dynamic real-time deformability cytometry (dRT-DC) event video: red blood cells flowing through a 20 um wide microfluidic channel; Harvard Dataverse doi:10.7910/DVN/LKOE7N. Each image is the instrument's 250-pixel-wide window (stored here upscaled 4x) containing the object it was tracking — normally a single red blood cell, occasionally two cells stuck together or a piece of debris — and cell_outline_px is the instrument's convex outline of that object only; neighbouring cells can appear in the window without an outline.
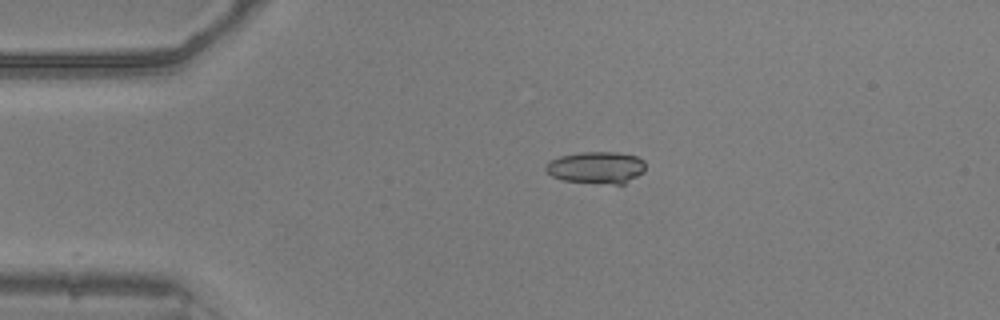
{"species": "common noctule bat (a hibernating species)", "species_latin": "Nyctalus noctula", "temperature_condition": "warm", "stored_images_in_passage": 25, "camera_frame_rate_fps": 3000, "um_per_image_px": 0.085, "animal": {"sex": "male", "body_mass_g": 20.5, "forearm_length_mm": 52.5}, "frame": {"image": 1, "passage_image": 1, "time_ms": 0.0, "image_size_px": [1000, 320], "cell_outline_px": [[644, 172], [624, 184], [612, 184], [564, 180], [552, 176], [544, 168], [548, 160], [560, 156], [580, 152], [616, 152], [636, 156], [644, 160]], "centroid_in_image_um": [50.69, 14.23], "position_along_channel_um": 34.3, "area_um2": 18.55}}
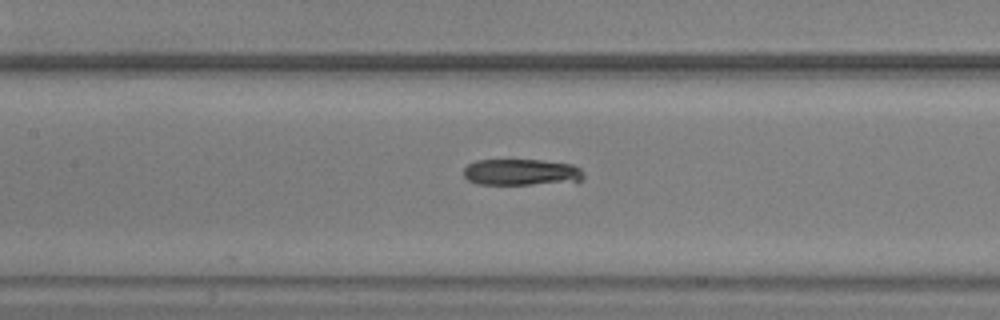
{"frame": {"image": 2, "passage_image": 14, "time_ms": 4.333, "image_size_px": [1000, 320], "cell_outline_px": [[584, 176], [576, 184], [476, 184], [468, 180], [464, 176], [464, 168], [468, 164], [476, 160], [540, 160], [572, 164], [580, 168], [584, 172]], "centroid_in_image_um": [44.39, 14.66], "position_along_channel_um": 163.0, "area_um2": 18.9}}
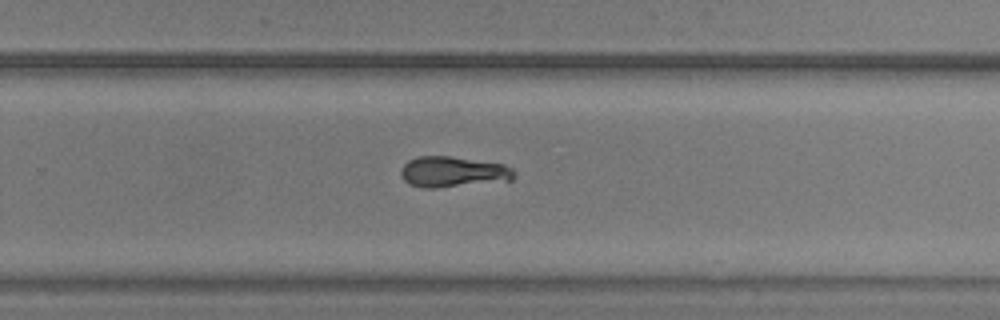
{"frame": {"image": 3, "passage_image": 24, "time_ms": 7.667, "image_size_px": [1000, 320], "cell_outline_px": [[516, 176], [512, 180], [436, 188], [424, 188], [408, 184], [400, 176], [400, 168], [408, 160], [416, 156], [448, 156], [504, 164], [512, 168], [516, 172]], "centroid_in_image_um": [38.48, 14.61], "position_along_channel_um": 291.3, "area_um2": 20.46}}